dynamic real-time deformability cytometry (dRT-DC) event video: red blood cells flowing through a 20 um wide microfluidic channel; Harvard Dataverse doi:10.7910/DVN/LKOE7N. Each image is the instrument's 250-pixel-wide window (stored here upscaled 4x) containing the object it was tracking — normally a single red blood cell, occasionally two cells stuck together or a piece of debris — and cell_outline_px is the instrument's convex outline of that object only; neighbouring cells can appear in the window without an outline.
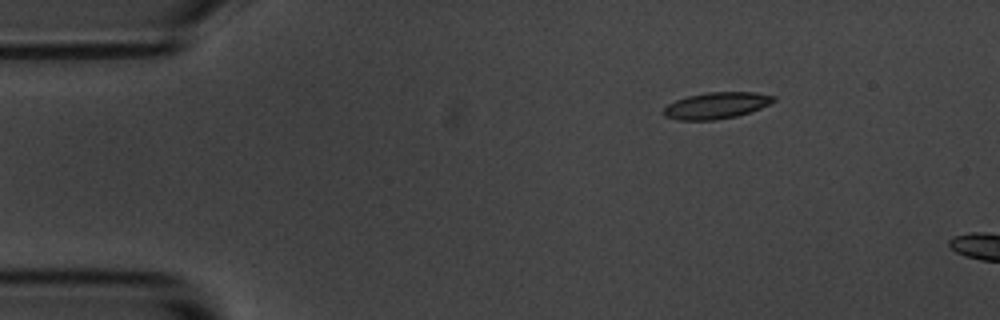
{"species": "common noctule bat (a hibernating species)", "species_latin": "Nyctalus noctula", "temperature_condition": "room temperature", "stored_images_in_passage": 4, "camera_frame_rate_fps": 3000, "um_per_image_px": 0.085, "animal": {"sex": "male", "body_mass_g": 20.1, "forearm_length_mm": 53.5}, "frame": {"image": 1, "passage_image": 1, "time_ms": 0.0, "image_size_px": [1000, 320], "cell_outline_px": [[776, 100], [760, 108], [736, 116], [712, 120], [676, 120], [664, 116], [664, 108], [668, 104], [676, 100], [688, 96], [708, 92], [756, 92], [776, 96]], "centroid_in_image_um": [60.88, 8.96], "position_along_channel_um": 24.1, "area_um2": 16.82}}